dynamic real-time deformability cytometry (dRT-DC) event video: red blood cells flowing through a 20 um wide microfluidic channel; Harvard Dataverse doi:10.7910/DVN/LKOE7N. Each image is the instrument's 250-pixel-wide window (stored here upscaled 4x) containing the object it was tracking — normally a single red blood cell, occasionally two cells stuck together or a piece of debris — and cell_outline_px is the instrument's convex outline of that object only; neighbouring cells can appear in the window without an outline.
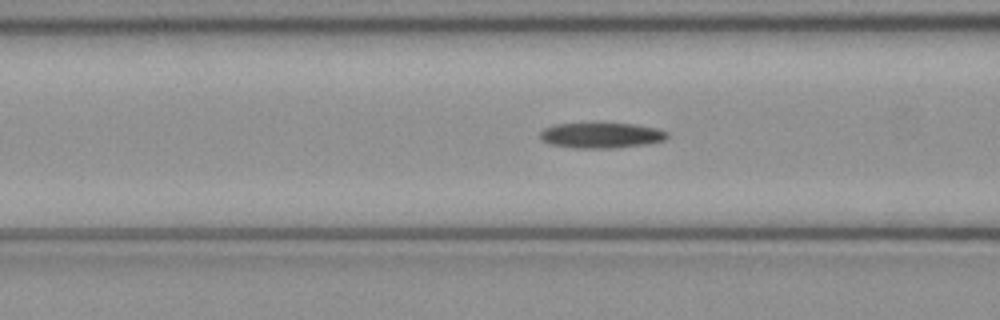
{"species": "common noctule bat (a hibernating species)", "species_latin": "Nyctalus noctula", "temperature_condition": "cold", "stored_images_in_passage": 52, "camera_frame_rate_fps": 3000, "um_per_image_px": 0.085, "animal": {"sex": "female", "body_mass_g": 21.9}, "frame": {"image": 1, "passage_image": 20, "time_ms": 6.333, "image_size_px": [1000, 320], "cell_outline_px": [[668, 136], [664, 140], [648, 144], [616, 148], [572, 148], [548, 144], [540, 140], [540, 132], [544, 128], [556, 124], [632, 124], [660, 128], [668, 132]], "centroid_in_image_um": [51.11, 11.52], "position_along_channel_um": 115.5, "area_um2": 18.96}}
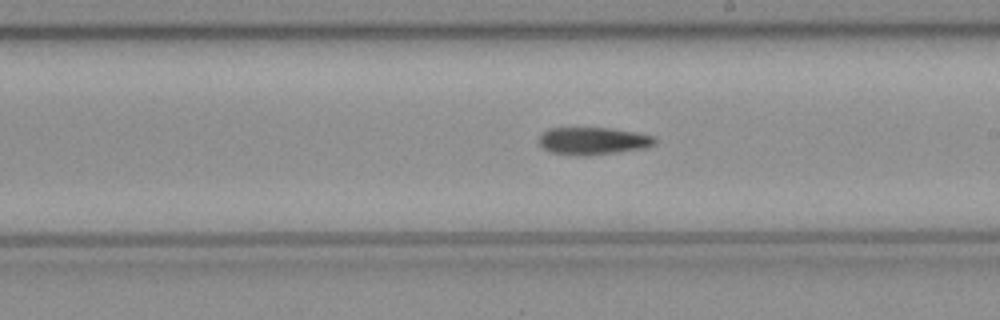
{"frame": {"image": 2, "passage_image": 29, "time_ms": 9.333, "image_size_px": [1000, 320], "cell_outline_px": [[656, 144], [644, 148], [588, 156], [576, 156], [552, 152], [544, 148], [540, 144], [540, 132], [548, 128], [612, 128], [636, 132], [652, 136], [656, 140]], "centroid_in_image_um": [50.39, 11.97], "position_along_channel_um": 238.6, "area_um2": 18.55}}
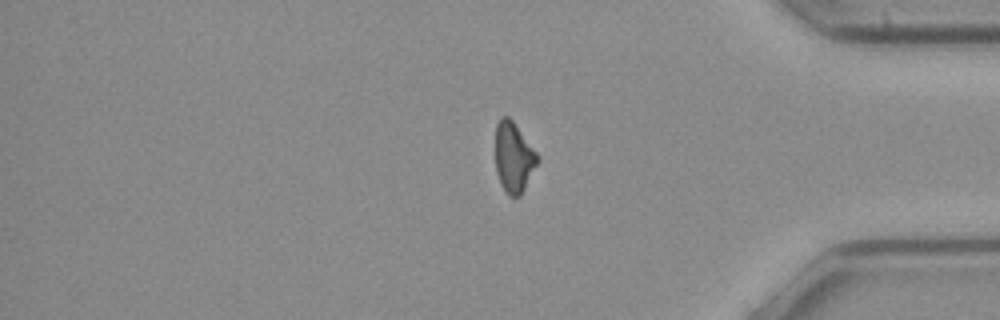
{"frame": {"image": 3, "passage_image": 42, "time_ms": 13.667, "image_size_px": [1000, 320], "cell_outline_px": [[540, 160], [520, 196], [508, 196], [500, 184], [496, 172], [496, 124], [500, 116], [508, 116], [512, 120], [540, 156]], "centroid_in_image_um": [43.67, 13.37], "position_along_channel_um": 391.5, "area_um2": 17.34}}